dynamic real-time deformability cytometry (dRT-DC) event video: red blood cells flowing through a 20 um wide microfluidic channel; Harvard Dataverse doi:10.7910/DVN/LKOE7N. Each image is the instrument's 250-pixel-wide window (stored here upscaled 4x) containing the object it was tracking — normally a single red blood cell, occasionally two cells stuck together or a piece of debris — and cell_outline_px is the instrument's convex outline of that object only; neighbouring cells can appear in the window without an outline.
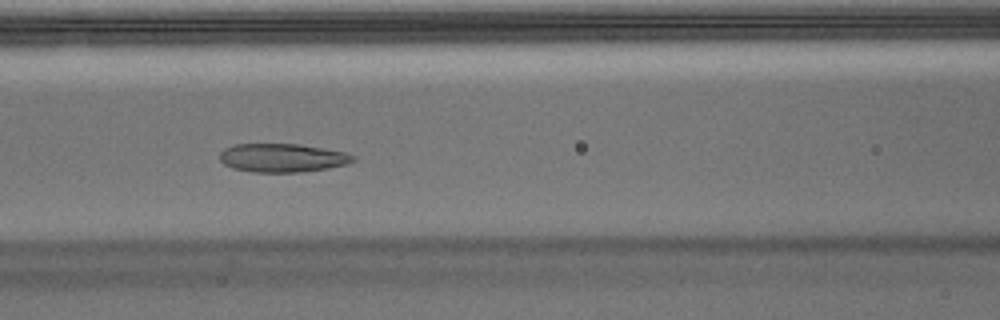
{"species": "Egyptian fruit bat (a non-hibernating species)", "species_latin": "Rousettus aegyptiacus", "temperature_condition": "warm", "stored_images_in_passage": 46, "camera_frame_rate_fps": 3000, "um_per_image_px": 0.085, "animal": {"sex": "male"}, "frame": {"image": 1, "passage_image": 20, "time_ms": 6.333, "image_size_px": [1000, 320], "cell_outline_px": [[356, 160], [348, 164], [328, 168], [300, 172], [252, 172], [232, 168], [224, 164], [220, 160], [220, 152], [224, 148], [232, 144], [300, 144], [344, 152], [356, 156]], "centroid_in_image_um": [23.99, 13.41], "position_along_channel_um": 142.6, "area_um2": 22.31}}
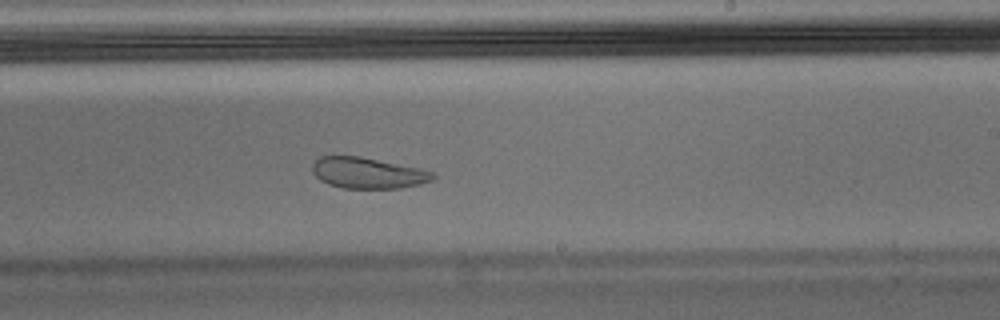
{"frame": {"image": 2, "passage_image": 28, "time_ms": 9.0, "image_size_px": [1000, 320], "cell_outline_px": [[436, 176], [432, 180], [420, 184], [400, 188], [344, 188], [328, 184], [320, 180], [312, 172], [312, 164], [320, 156], [360, 156], [420, 168], [432, 172]], "centroid_in_image_um": [31.25, 14.7], "position_along_channel_um": 257.7, "area_um2": 21.73}}
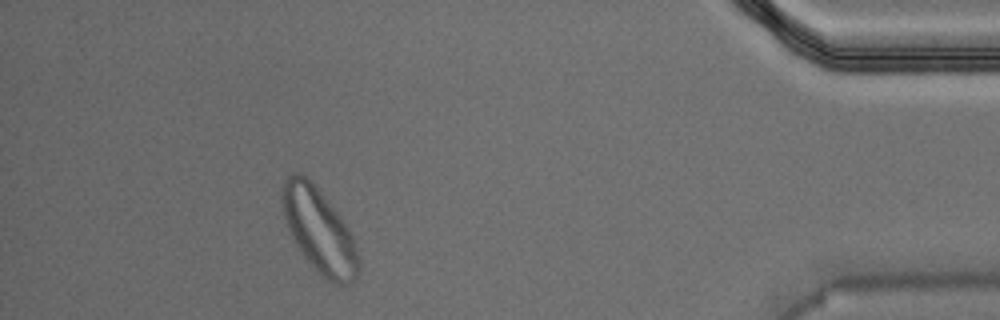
{"frame": {"image": 3, "passage_image": 42, "time_ms": 13.667, "image_size_px": [1000, 320], "cell_outline_px": [[360, 268], [356, 280], [348, 284], [332, 284], [304, 256], [296, 244], [288, 228], [284, 216], [280, 200], [280, 196], [284, 180], [292, 172], [296, 172], [304, 176], [316, 188], [340, 216], [348, 228], [356, 244], [360, 260]], "centroid_in_image_um": [27.14, 19.62], "position_along_channel_um": 408.1, "area_um2": 36.99}}